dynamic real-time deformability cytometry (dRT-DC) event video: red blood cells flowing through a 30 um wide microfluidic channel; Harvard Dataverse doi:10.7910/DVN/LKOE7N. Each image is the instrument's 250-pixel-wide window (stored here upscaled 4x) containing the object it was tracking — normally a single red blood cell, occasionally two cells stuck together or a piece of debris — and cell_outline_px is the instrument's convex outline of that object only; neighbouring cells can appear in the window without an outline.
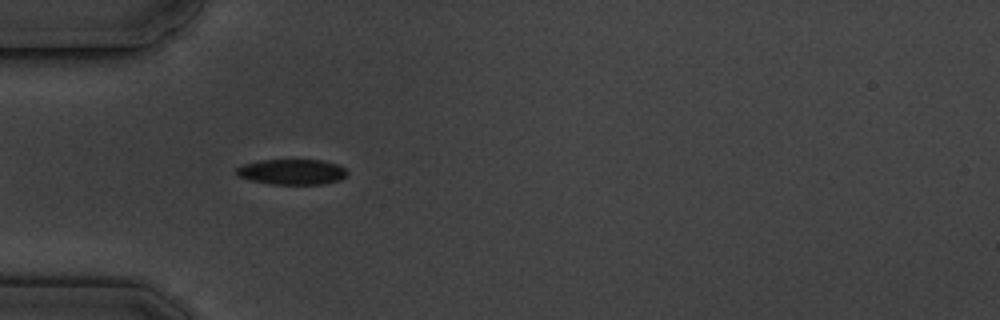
{"species": "common noctule bat (a hibernating species)", "species_latin": "Nyctalus noctula", "temperature_condition": "cold", "stored_images_in_passage": 3, "camera_frame_rate_fps": 3000, "um_per_image_px": 0.085, "animal": {"sex": "male", "body_mass_g": 19.5, "forearm_length_mm": 54.6}, "frame": {"image": 1, "passage_image": 1, "time_ms": 0.0, "image_size_px": [1000, 320], "cell_outline_px": [[348, 176], [340, 180], [320, 184], [272, 184], [252, 180], [240, 176], [236, 172], [236, 168], [244, 164], [260, 160], [324, 160], [340, 164], [348, 172]], "centroid_in_image_um": [24.89, 14.6], "position_along_channel_um": 60.1, "area_um2": 16.42}}